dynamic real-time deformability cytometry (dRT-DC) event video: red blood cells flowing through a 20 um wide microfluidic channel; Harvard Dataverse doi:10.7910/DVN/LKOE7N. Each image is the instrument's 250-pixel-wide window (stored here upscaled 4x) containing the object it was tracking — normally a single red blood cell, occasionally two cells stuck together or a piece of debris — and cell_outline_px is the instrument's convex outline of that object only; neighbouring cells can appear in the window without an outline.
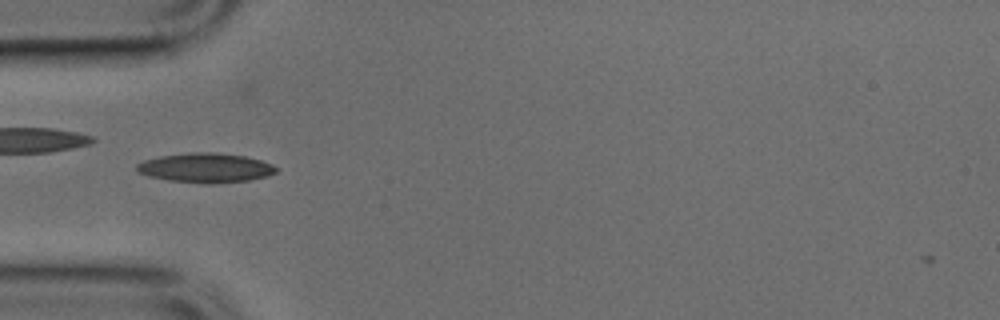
{"species": "common noctule bat (a hibernating species)", "species_latin": "Nyctalus noctula", "temperature_condition": "cold", "stored_images_in_passage": 49, "camera_frame_rate_fps": 3000, "um_per_image_px": 0.085, "animal": {"sex": "male", "body_mass_g": 17.9, "forearm_length_mm": 54.2}, "frame": {"image": 1, "passage_image": 14, "time_ms": 4.333, "image_size_px": [1000, 320], "cell_outline_px": [[280, 168], [276, 172], [268, 176], [248, 180], [168, 180], [136, 172], [136, 164], [144, 160], [160, 156], [192, 152], [212, 152], [244, 156], [260, 160], [272, 164]], "centroid_in_image_um": [17.48, 14.2], "position_along_channel_um": 67.5, "area_um2": 22.72}}